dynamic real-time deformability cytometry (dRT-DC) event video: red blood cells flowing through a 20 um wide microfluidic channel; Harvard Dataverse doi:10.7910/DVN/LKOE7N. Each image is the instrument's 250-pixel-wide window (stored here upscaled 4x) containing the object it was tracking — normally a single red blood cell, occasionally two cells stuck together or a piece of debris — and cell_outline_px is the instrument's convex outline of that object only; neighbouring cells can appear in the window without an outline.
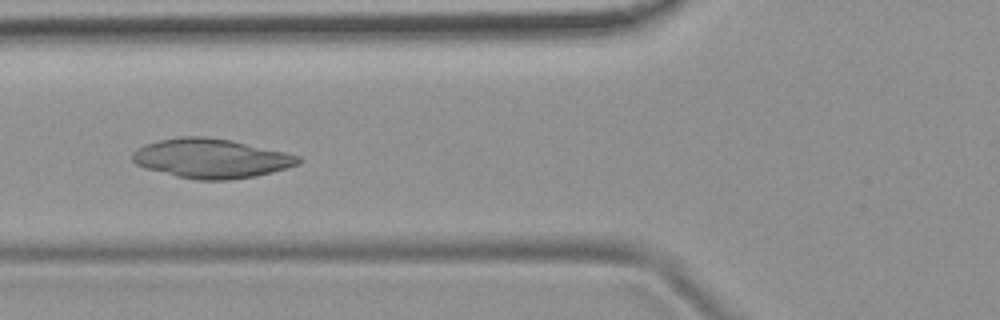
{"species": "common noctule bat (a hibernating species)", "species_latin": "Nyctalus noctula", "temperature_condition": "room temperature", "stored_images_in_passage": 4, "camera_frame_rate_fps": 3000, "um_per_image_px": 0.085, "animal": {"sex": "female", "body_mass_g": 19.9}, "frame": {"image": 1, "passage_image": 4, "time_ms": 3.667, "image_size_px": [1000, 320], "cell_outline_px": [[304, 160], [300, 164], [288, 168], [256, 176], [228, 180], [196, 180], [176, 176], [144, 168], [136, 164], [132, 160], [132, 152], [136, 148], [144, 144], [160, 140], [180, 136], [204, 136], [232, 140], [284, 152], [300, 156]], "centroid_in_image_um": [17.95, 13.46], "position_along_channel_um": 107.9, "area_um2": 38.38}}